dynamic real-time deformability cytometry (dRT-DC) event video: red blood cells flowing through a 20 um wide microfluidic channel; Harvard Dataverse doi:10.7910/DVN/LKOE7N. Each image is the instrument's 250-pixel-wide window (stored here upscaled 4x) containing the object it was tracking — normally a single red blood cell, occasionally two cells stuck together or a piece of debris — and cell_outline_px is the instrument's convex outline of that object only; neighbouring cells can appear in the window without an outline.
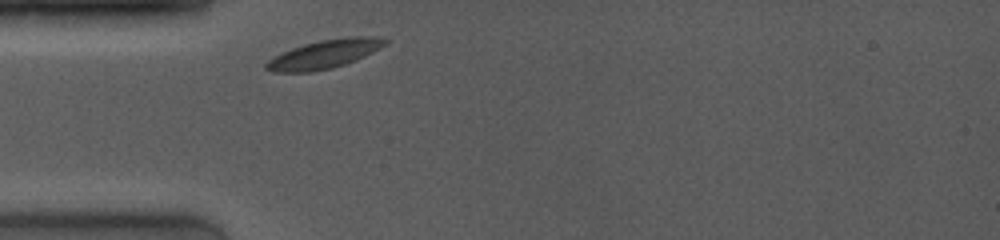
{"species": "common noctule bat (a hibernating species)", "species_latin": "Nyctalus noctula", "temperature_condition": "room temperature", "stored_images_in_passage": 1, "camera_frame_rate_fps": 4000, "um_per_image_px": 0.085, "animal": {"sex": "female", "body_mass_g": 19.0, "forearm_length_mm": 53.3}, "frame": {"image": 1, "passage_image": 1, "time_ms": 0.0, "image_size_px": [1000, 240], "cell_outline_px": [[388, 44], [364, 56], [344, 64], [332, 68], [312, 72], [272, 72], [264, 68], [264, 64], [272, 56], [292, 48], [304, 44], [320, 40], [348, 36], [376, 36], [388, 40]], "centroid_in_image_um": [27.55, 4.6], "position_along_channel_um": 57.4, "area_um2": 19.94}}